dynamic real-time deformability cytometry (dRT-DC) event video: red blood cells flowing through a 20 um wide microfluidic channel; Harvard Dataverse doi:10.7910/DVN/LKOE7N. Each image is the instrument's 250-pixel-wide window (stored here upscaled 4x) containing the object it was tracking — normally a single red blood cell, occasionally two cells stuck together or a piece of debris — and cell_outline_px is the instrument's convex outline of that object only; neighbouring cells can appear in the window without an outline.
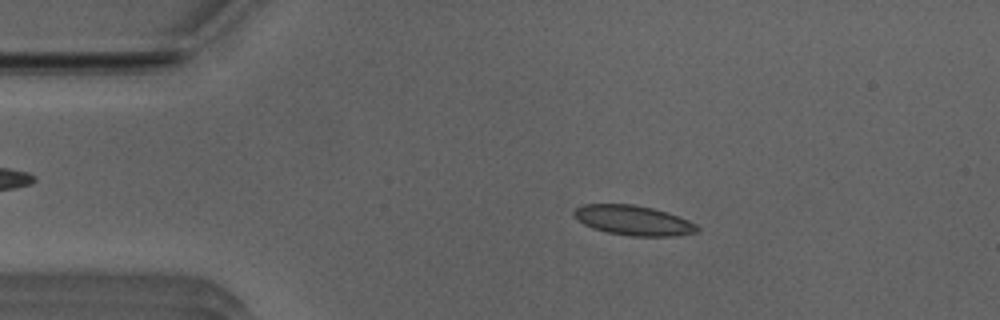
{"species": "Egyptian fruit bat (a non-hibernating species)", "species_latin": "Rousettus aegyptiacus", "temperature_condition": "room temperature", "stored_images_in_passage": 16, "camera_frame_rate_fps": 3000, "um_per_image_px": 0.085, "animal": {"sex": "male"}, "frame": {"image": 1, "passage_image": 9, "time_ms": 2.667, "image_size_px": [1000, 320], "cell_outline_px": [[700, 232], [680, 236], [628, 236], [608, 232], [592, 228], [584, 224], [572, 216], [572, 212], [576, 208], [584, 204], [632, 204], [652, 208], [688, 220], [696, 224], [700, 228]], "centroid_in_image_um": [53.84, 18.74], "position_along_channel_um": 31.2, "area_um2": 21.5}}